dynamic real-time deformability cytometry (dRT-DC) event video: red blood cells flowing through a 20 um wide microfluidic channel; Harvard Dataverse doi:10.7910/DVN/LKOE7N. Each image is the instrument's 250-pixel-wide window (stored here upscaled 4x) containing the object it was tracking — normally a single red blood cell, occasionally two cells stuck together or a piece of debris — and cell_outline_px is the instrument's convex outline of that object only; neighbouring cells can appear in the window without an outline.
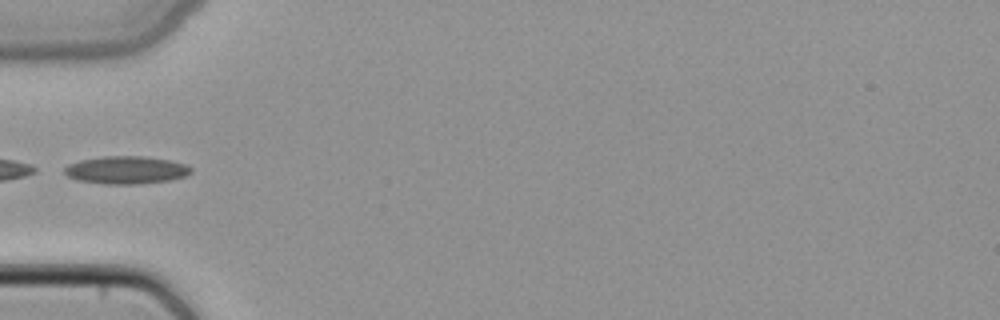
{"species": "common noctule bat (a hibernating species)", "species_latin": "Nyctalus noctula", "temperature_condition": "cold", "stored_images_in_passage": 31, "camera_frame_rate_fps": 3000, "um_per_image_px": 0.085, "animal": {"sex": "female", "body_mass_g": 22.7, "forearm_length_mm": 54.2}, "frame": {"image": 1, "passage_image": 1, "time_ms": 0.0, "image_size_px": [1000, 320], "cell_outline_px": [[192, 172], [184, 176], [168, 180], [140, 184], [104, 184], [76, 180], [68, 176], [64, 172], [64, 168], [68, 164], [80, 160], [100, 156], [144, 156], [172, 160], [188, 164], [192, 168]], "centroid_in_image_um": [10.73, 14.44], "position_along_channel_um": 74.3, "area_um2": 20.69}}
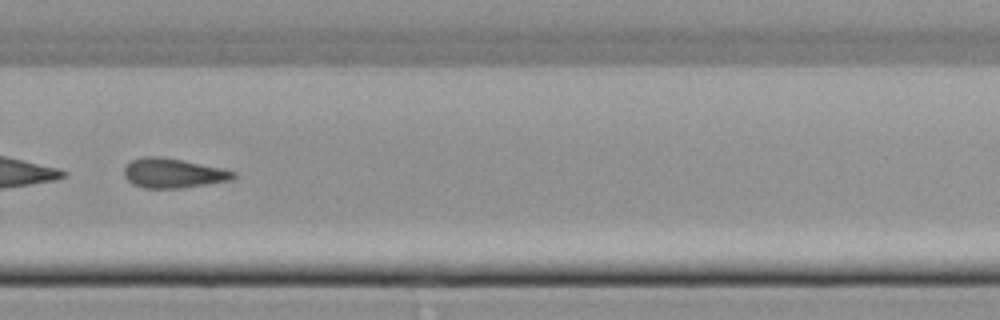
{"frame": {"image": 2, "passage_image": 18, "time_ms": 5.667, "image_size_px": [1000, 320], "cell_outline_px": [[236, 176], [232, 180], [180, 188], [144, 188], [132, 184], [124, 176], [124, 168], [132, 160], [144, 156], [160, 156], [220, 168], [236, 172]], "centroid_in_image_um": [14.69, 14.72], "position_along_channel_um": 315.1, "area_um2": 18.61}}